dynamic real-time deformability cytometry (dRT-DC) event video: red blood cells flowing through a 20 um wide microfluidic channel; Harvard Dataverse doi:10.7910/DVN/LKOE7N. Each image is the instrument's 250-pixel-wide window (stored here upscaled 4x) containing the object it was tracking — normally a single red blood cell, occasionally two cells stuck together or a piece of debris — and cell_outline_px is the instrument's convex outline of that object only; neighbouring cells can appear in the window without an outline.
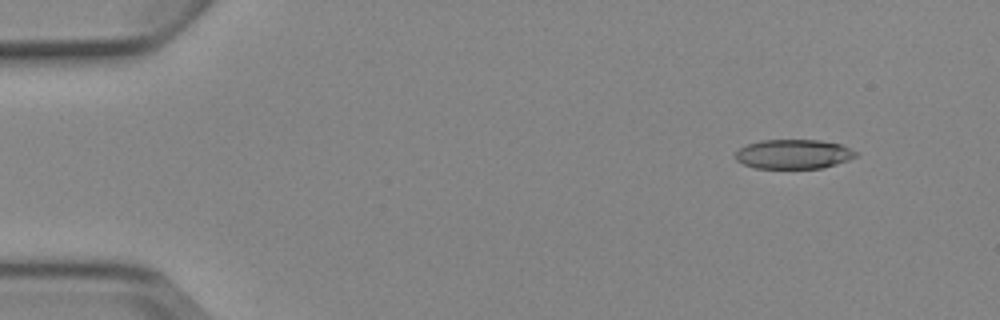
{"species": "Egyptian fruit bat (a non-hibernating species)", "species_latin": "Rousettus aegyptiacus", "temperature_condition": "cold", "stored_images_in_passage": 5, "camera_frame_rate_fps": 3000, "um_per_image_px": 0.085, "animal": {"sex": "female"}, "frame": {"image": 1, "passage_image": 2, "time_ms": 1.0, "image_size_px": [1000, 320], "cell_outline_px": [[860, 152], [856, 156], [848, 160], [836, 164], [820, 168], [756, 168], [744, 164], [736, 160], [736, 152], [740, 148], [748, 144], [760, 140], [820, 140], [840, 144]], "centroid_in_image_um": [67.48, 13.09], "position_along_channel_um": 17.5, "area_um2": 20.58}}
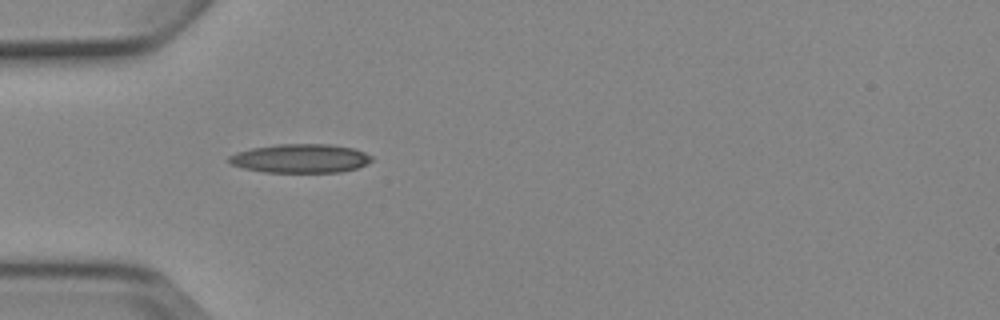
{"frame": {"image": 2, "passage_image": 5, "time_ms": 4.667, "image_size_px": [1000, 320], "cell_outline_px": [[372, 160], [368, 164], [356, 168], [340, 172], [264, 172], [244, 168], [232, 164], [228, 160], [228, 156], [236, 152], [252, 148], [276, 144], [328, 144], [352, 148], [364, 152], [372, 156]], "centroid_in_image_um": [25.54, 13.46], "position_along_channel_um": 59.5, "area_um2": 23.93}}